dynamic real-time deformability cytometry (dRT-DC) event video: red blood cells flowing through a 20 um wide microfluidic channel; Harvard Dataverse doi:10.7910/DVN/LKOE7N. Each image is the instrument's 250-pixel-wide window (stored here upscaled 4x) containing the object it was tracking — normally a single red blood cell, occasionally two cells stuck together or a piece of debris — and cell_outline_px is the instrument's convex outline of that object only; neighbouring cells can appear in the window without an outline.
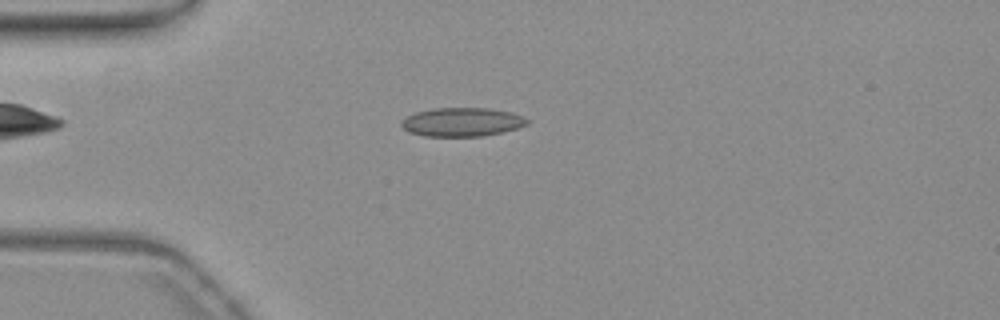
{"species": "common noctule bat (a hibernating species)", "species_latin": "Nyctalus noctula", "temperature_condition": "warm", "stored_images_in_passage": 38, "camera_frame_rate_fps": 3000, "um_per_image_px": 0.085, "animal": {"sex": "female", "body_mass_g": 19.3, "forearm_length_mm": 54.1}, "frame": {"image": 1, "passage_image": 1, "time_ms": 0.0, "image_size_px": [1000, 320], "cell_outline_px": [[528, 124], [516, 128], [484, 136], [424, 136], [408, 132], [400, 124], [400, 120], [416, 112], [432, 108], [488, 108], [512, 112], [528, 120]], "centroid_in_image_um": [39.22, 10.37], "position_along_channel_um": 45.8, "area_um2": 20.98}}
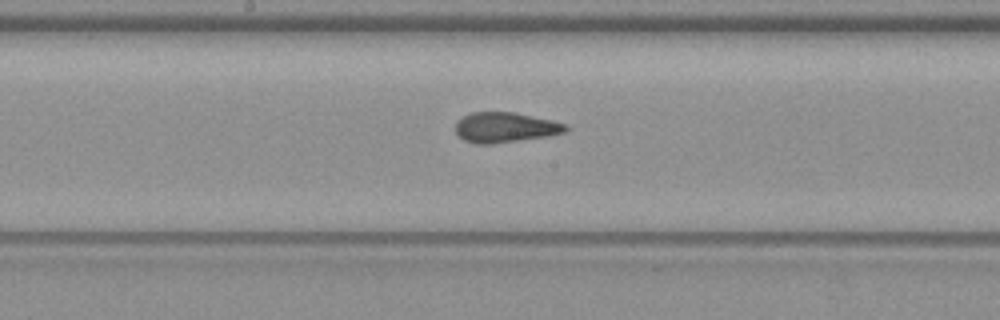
{"frame": {"image": 2, "passage_image": 15, "time_ms": 4.667, "image_size_px": [1000, 320], "cell_outline_px": [[568, 128], [564, 132], [548, 136], [492, 144], [476, 144], [464, 140], [456, 132], [456, 120], [472, 112], [516, 112], [552, 120], [568, 124]], "centroid_in_image_um": [42.95, 10.82], "position_along_channel_um": 205.3, "area_um2": 19.42}}
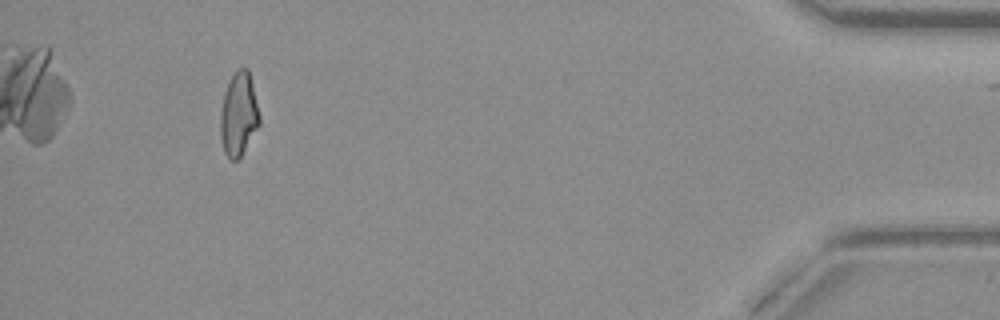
{"frame": {"image": 3, "passage_image": 37, "time_ms": 12.0, "image_size_px": [1000, 320], "cell_outline_px": [[260, 124], [240, 156], [236, 160], [232, 160], [224, 152], [220, 136], [220, 112], [224, 92], [228, 80], [236, 68], [248, 68], [260, 116]], "centroid_in_image_um": [20.27, 9.67], "position_along_channel_um": 414.9, "area_um2": 19.02}}